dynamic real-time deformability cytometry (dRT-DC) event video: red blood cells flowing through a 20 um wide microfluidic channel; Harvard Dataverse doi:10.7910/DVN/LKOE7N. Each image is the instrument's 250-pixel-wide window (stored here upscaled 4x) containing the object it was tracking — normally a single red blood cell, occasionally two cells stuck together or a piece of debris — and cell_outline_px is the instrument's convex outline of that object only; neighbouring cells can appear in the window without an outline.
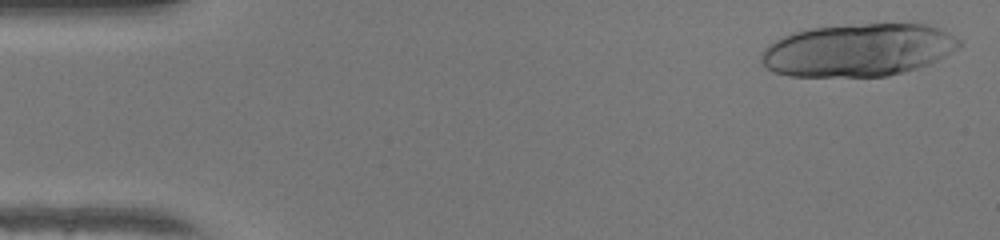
{"species": "human", "species_latin": "Homo sapiens", "temperature_condition": "warm", "stored_images_in_passage": 16, "camera_frame_rate_fps": 3000, "um_per_image_px": 0.085, "donor": {"sex": "female"}, "frame": {"image": 1, "passage_image": 1, "time_ms": 0.0, "image_size_px": [1000, 240], "cell_outline_px": [[960, 44], [956, 48], [944, 56], [928, 64], [916, 68], [888, 76], [788, 76], [772, 72], [764, 68], [760, 60], [760, 56], [764, 48], [768, 44], [784, 36], [808, 28], [864, 24], [928, 24], [940, 28], [948, 32], [960, 40]], "centroid_in_image_um": [72.89, 4.26], "position_along_channel_um": 12.1, "area_um2": 60.69}}